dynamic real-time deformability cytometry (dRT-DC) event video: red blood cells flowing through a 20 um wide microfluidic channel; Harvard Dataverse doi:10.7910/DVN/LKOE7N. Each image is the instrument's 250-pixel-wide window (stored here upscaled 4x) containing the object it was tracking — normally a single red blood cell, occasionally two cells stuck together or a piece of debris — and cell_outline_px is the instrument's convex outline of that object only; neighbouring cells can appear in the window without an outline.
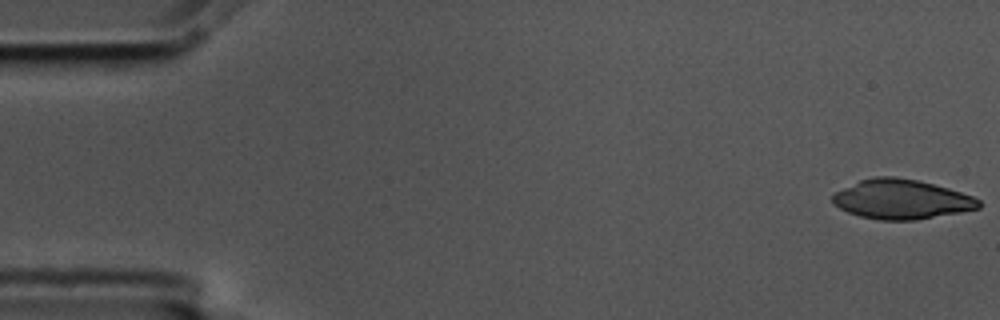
{"species": "common noctule bat (a hibernating species)", "species_latin": "Nyctalus noctula", "temperature_condition": "cold", "stored_images_in_passage": 55, "camera_frame_rate_fps": 3000, "um_per_image_px": 0.085, "animal": {"sex": "male", "body_mass_g": 17.5, "forearm_length_mm": 52.3}, "frame": {"image": 1, "passage_image": 1, "time_ms": 0.0, "image_size_px": [1000, 320], "cell_outline_px": [[980, 208], [960, 212], [916, 220], [880, 220], [860, 216], [848, 212], [840, 208], [832, 200], [832, 196], [836, 192], [860, 180], [876, 176], [896, 176], [916, 180], [948, 188], [972, 196], [980, 200]], "centroid_in_image_um": [76.63, 16.94], "position_along_channel_um": 8.4, "area_um2": 33.35}}